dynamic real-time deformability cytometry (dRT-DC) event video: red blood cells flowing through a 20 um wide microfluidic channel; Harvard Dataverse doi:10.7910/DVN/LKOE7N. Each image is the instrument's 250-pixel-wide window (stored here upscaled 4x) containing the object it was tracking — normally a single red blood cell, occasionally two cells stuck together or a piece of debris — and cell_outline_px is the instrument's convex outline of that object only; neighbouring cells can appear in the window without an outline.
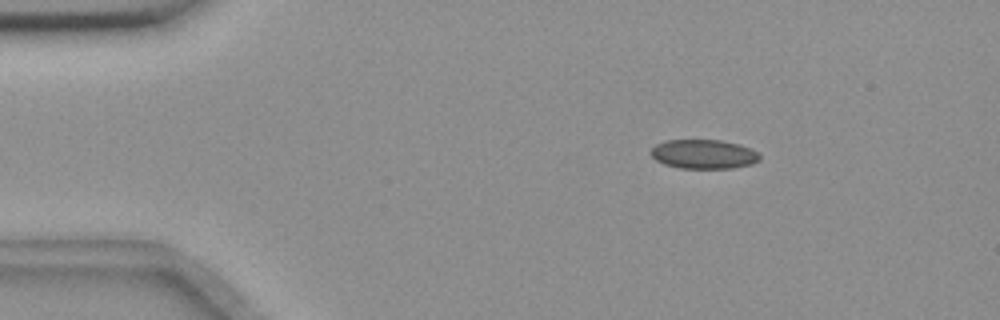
{"species": "common noctule bat (a hibernating species)", "species_latin": "Nyctalus noctula", "temperature_condition": "room temperature", "stored_images_in_passage": 17, "camera_frame_rate_fps": 3000, "um_per_image_px": 0.085, "animal": {"sex": "female", "body_mass_g": 18.4}, "frame": {"image": 1, "passage_image": 8, "time_ms": 2.333, "image_size_px": [1000, 320], "cell_outline_px": [[760, 160], [752, 164], [732, 168], [680, 168], [664, 164], [656, 160], [648, 152], [656, 144], [664, 140], [720, 140], [740, 144], [760, 152]], "centroid_in_image_um": [59.82, 13.1], "position_along_channel_um": 25.2, "area_um2": 18.73}}